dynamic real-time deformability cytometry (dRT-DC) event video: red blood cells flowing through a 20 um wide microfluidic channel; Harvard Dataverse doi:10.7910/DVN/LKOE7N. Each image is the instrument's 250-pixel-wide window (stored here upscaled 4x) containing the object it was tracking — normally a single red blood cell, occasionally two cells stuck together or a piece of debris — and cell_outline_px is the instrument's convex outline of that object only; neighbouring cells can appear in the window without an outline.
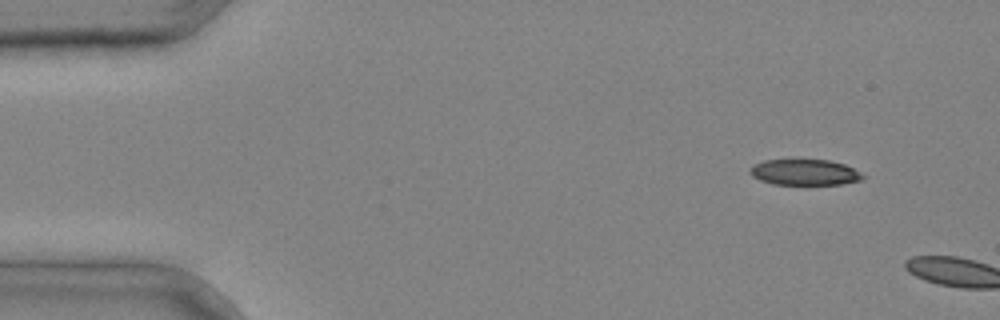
{"species": "common noctule bat (a hibernating species)", "species_latin": "Nyctalus noctula", "temperature_condition": "cold", "stored_images_in_passage": 6, "camera_frame_rate_fps": 3000, "um_per_image_px": 0.085, "animal": {"sex": "male", "body_mass_g": 20.4}, "frame": {"image": 1, "passage_image": 2, "time_ms": 0.333, "image_size_px": [1000, 320], "cell_outline_px": [[864, 176], [860, 180], [840, 184], [772, 184], [760, 180], [752, 176], [748, 172], [748, 168], [752, 164], [764, 160], [796, 156], [828, 160], [844, 164], [852, 168]], "centroid_in_image_um": [68.27, 14.58], "position_along_channel_um": 16.7, "area_um2": 17.8}}